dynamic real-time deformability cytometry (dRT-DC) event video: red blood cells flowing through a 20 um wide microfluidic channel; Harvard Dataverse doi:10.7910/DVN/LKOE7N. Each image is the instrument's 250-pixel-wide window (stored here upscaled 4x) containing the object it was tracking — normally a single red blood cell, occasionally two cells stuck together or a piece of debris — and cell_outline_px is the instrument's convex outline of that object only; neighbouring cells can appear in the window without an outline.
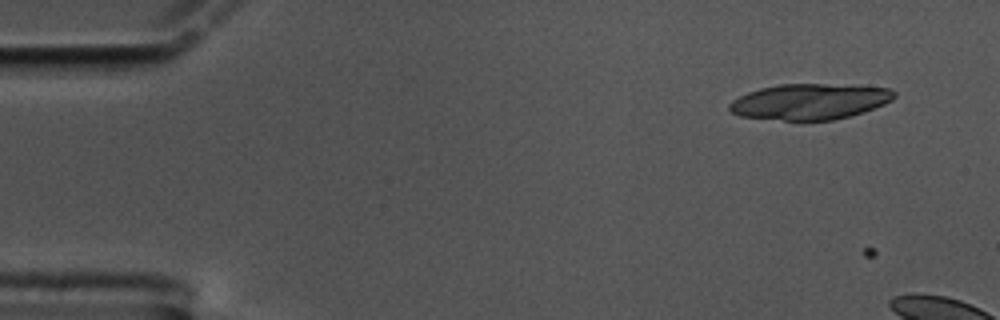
{"species": "common noctule bat (a hibernating species)", "species_latin": "Nyctalus noctula", "temperature_condition": "cold", "stored_images_in_passage": 5, "camera_frame_rate_fps": 3000, "um_per_image_px": 0.085, "animal": {"sex": "male", "body_mass_g": 17.5, "forearm_length_mm": 52.3}, "frame": {"image": 1, "passage_image": 4, "time_ms": 1.0, "image_size_px": [1000, 320], "cell_outline_px": [[896, 96], [892, 100], [884, 104], [848, 116], [832, 120], [784, 120], [740, 116], [732, 112], [728, 108], [728, 104], [732, 100], [748, 92], [760, 88], [780, 84], [824, 84], [892, 88], [896, 92]], "centroid_in_image_um": [68.81, 8.63], "position_along_channel_um": 16.2, "area_um2": 34.04}}